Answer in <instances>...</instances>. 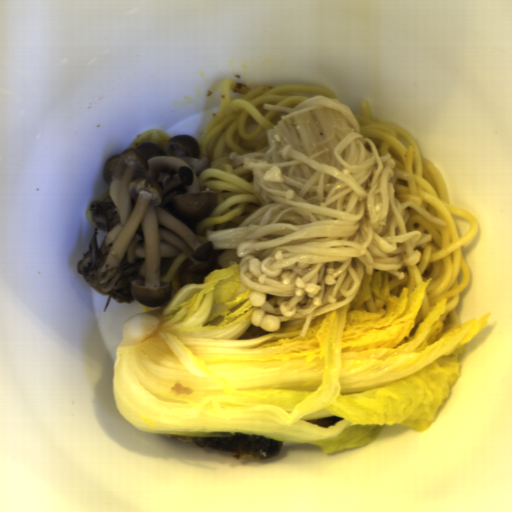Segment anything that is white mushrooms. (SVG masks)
Here are the masks:
<instances>
[{
  "mask_svg": "<svg viewBox=\"0 0 512 512\" xmlns=\"http://www.w3.org/2000/svg\"><path fill=\"white\" fill-rule=\"evenodd\" d=\"M211 167L195 137L177 134L167 148L140 142L108 157L103 176L109 193L92 200L95 226L78 272L90 289L122 304L145 308L166 304L171 282L160 280L162 258L184 253L192 274L213 270L212 242L201 240L196 225L209 216L217 196L199 180Z\"/></svg>",
  "mask_w": 512,
  "mask_h": 512,
  "instance_id": "1",
  "label": "white mushrooms"
}]
</instances>
